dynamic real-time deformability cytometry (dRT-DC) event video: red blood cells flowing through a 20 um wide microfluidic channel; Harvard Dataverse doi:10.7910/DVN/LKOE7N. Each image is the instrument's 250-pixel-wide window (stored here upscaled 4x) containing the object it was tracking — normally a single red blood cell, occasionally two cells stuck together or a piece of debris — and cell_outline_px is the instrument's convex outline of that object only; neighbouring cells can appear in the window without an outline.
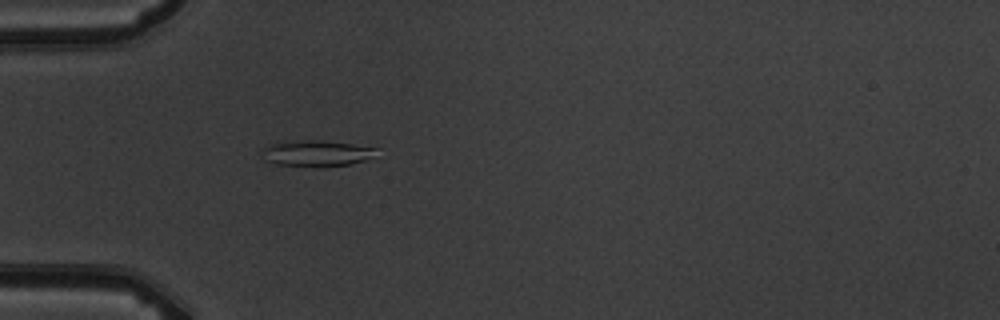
{"species": "common noctule bat (a hibernating species)", "species_latin": "Nyctalus noctula", "temperature_condition": "warm", "stored_images_in_passage": 5, "camera_frame_rate_fps": 3000, "um_per_image_px": 0.085, "animal": {"sex": "male", "body_mass_g": 19.5, "forearm_length_mm": 54.6}, "frame": {"image": 1, "passage_image": 5, "time_ms": 4.667, "image_size_px": [1000, 320], "cell_outline_px": [[376, 148], [364, 160], [352, 164], [320, 168], [312, 168], [276, 164], [264, 160], [264, 148], [272, 144], [284, 140], [324, 140], [352, 144]], "centroid_in_image_um": [26.81, 13.04], "position_along_channel_um": 58.2, "area_um2": 17.46}}